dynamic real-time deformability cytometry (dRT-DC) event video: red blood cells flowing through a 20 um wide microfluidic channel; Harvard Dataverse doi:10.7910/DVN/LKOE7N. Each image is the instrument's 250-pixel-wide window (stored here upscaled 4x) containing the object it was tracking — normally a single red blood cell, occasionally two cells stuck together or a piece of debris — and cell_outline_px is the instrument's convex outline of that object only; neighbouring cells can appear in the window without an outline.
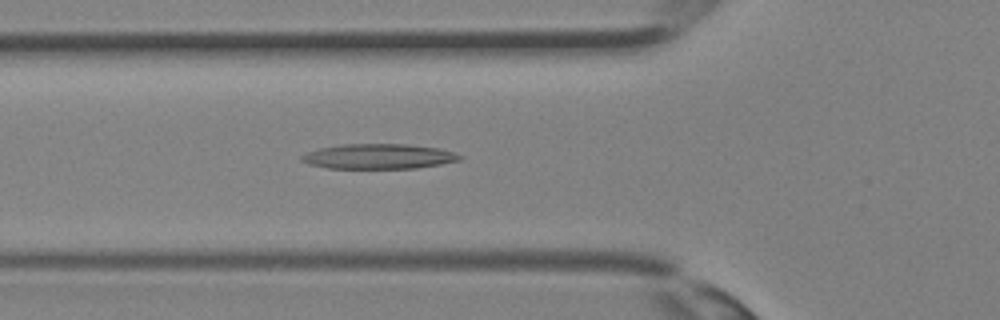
{"species": "Egyptian fruit bat (a non-hibernating species)", "species_latin": "Rousettus aegyptiacus", "temperature_condition": "room temperature", "stored_images_in_passage": 32, "camera_frame_rate_fps": 3000, "um_per_image_px": 0.085, "animal": {"sex": "female"}, "frame": {"image": 1, "passage_image": 11, "time_ms": 3.333, "image_size_px": [1000, 320], "cell_outline_px": [[464, 156], [460, 160], [440, 164], [416, 168], [328, 168], [308, 164], [300, 160], [300, 156], [308, 152], [320, 148], [340, 144], [408, 144], [440, 148], [456, 152]], "centroid_in_image_um": [32.21, 13.29], "position_along_channel_um": 93.6, "area_um2": 23.18}}
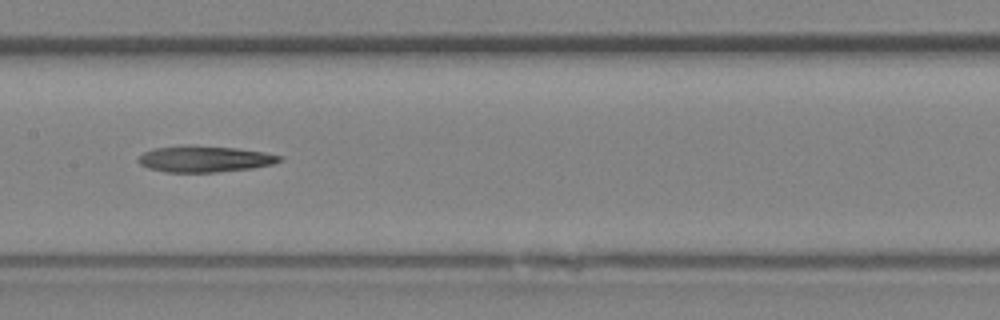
{"frame": {"image": 2, "passage_image": 16, "time_ms": 5.0, "image_size_px": [1000, 320], "cell_outline_px": [[284, 160], [272, 164], [252, 168], [216, 172], [168, 172], [148, 168], [140, 164], [136, 160], [144, 152], [156, 148], [236, 148], [264, 152], [284, 156]], "centroid_in_image_um": [17.47, 13.56], "position_along_channel_um": 189.9, "area_um2": 20.58}}
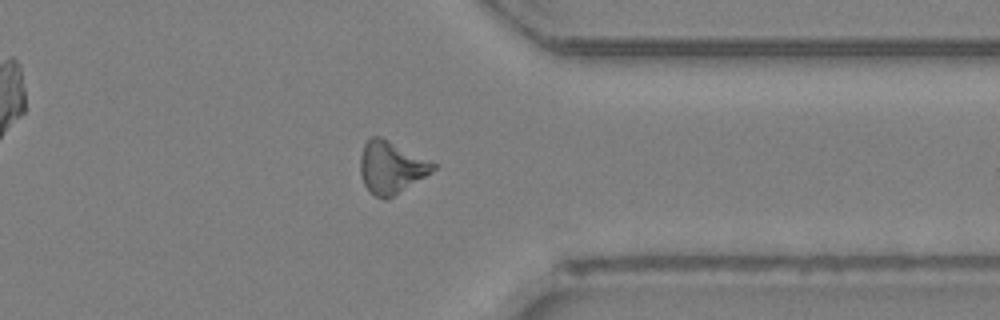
{"frame": {"image": 3, "passage_image": 26, "time_ms": 8.333, "image_size_px": [1000, 320], "cell_outline_px": [[436, 168], [432, 172], [392, 196], [384, 200], [376, 196], [364, 184], [360, 172], [360, 156], [364, 144], [372, 136], [380, 136], [436, 164]], "centroid_in_image_um": [33.22, 14.21], "position_along_channel_um": 378.2, "area_um2": 21.62}}